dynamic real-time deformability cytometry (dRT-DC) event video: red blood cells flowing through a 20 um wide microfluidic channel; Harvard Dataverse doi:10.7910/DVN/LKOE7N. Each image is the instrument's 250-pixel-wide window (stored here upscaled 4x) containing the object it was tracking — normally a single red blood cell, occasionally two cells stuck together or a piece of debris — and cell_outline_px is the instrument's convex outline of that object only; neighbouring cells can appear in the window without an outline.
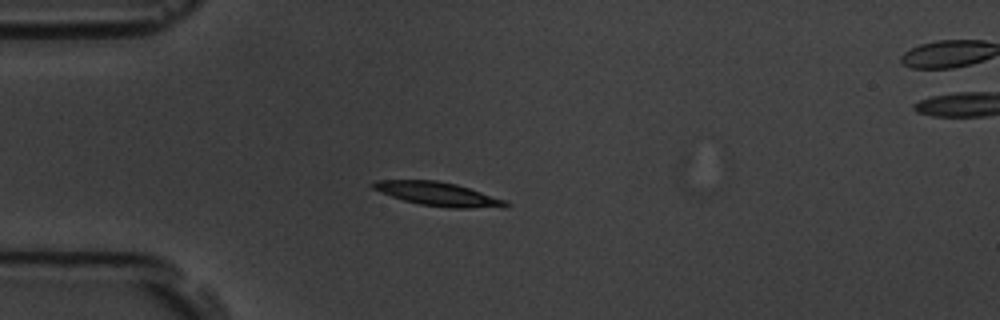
{"species": "common noctule bat (a hibernating species)", "species_latin": "Nyctalus noctula", "temperature_condition": "room temperature", "stored_images_in_passage": 5, "camera_frame_rate_fps": 3000, "um_per_image_px": 0.085, "animal": {"sex": "male", "body_mass_g": 19.5, "forearm_length_mm": 54.6}, "frame": {"image": 1, "passage_image": 4, "time_ms": 3.333, "image_size_px": [1000, 320], "cell_outline_px": [[512, 204], [504, 208], [448, 208], [420, 204], [404, 200], [392, 196], [372, 188], [368, 184], [376, 180], [436, 180], [456, 184], [508, 200]], "centroid_in_image_um": [37.3, 16.5], "position_along_channel_um": 47.7, "area_um2": 18.55}}